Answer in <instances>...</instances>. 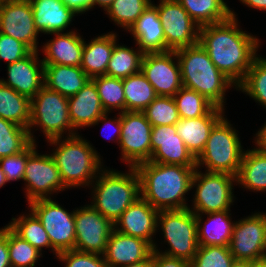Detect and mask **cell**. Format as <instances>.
<instances>
[{
    "label": "cell",
    "instance_id": "obj_1",
    "mask_svg": "<svg viewBox=\"0 0 266 267\" xmlns=\"http://www.w3.org/2000/svg\"><path fill=\"white\" fill-rule=\"evenodd\" d=\"M236 14L222 22L200 27L199 44L211 61L237 88L257 57L259 40L238 28Z\"/></svg>",
    "mask_w": 266,
    "mask_h": 267
},
{
    "label": "cell",
    "instance_id": "obj_2",
    "mask_svg": "<svg viewBox=\"0 0 266 267\" xmlns=\"http://www.w3.org/2000/svg\"><path fill=\"white\" fill-rule=\"evenodd\" d=\"M140 180V197L157 210L189 208L185 194L192 189L196 166L143 162L135 166Z\"/></svg>",
    "mask_w": 266,
    "mask_h": 267
},
{
    "label": "cell",
    "instance_id": "obj_3",
    "mask_svg": "<svg viewBox=\"0 0 266 267\" xmlns=\"http://www.w3.org/2000/svg\"><path fill=\"white\" fill-rule=\"evenodd\" d=\"M175 53L182 86L195 90L214 106L224 109L225 92L235 84L218 70L199 42L177 49Z\"/></svg>",
    "mask_w": 266,
    "mask_h": 267
},
{
    "label": "cell",
    "instance_id": "obj_4",
    "mask_svg": "<svg viewBox=\"0 0 266 267\" xmlns=\"http://www.w3.org/2000/svg\"><path fill=\"white\" fill-rule=\"evenodd\" d=\"M61 141L62 137L48 140L51 144L58 145L51 156L59 169L66 189L82 185L92 186L94 179L98 176L96 174L103 169L102 159L97 151L78 134L65 136V139Z\"/></svg>",
    "mask_w": 266,
    "mask_h": 267
},
{
    "label": "cell",
    "instance_id": "obj_5",
    "mask_svg": "<svg viewBox=\"0 0 266 267\" xmlns=\"http://www.w3.org/2000/svg\"><path fill=\"white\" fill-rule=\"evenodd\" d=\"M128 172L103 168L92 183L94 194L90 205L113 224L140 197V180L135 167H129Z\"/></svg>",
    "mask_w": 266,
    "mask_h": 267
},
{
    "label": "cell",
    "instance_id": "obj_6",
    "mask_svg": "<svg viewBox=\"0 0 266 267\" xmlns=\"http://www.w3.org/2000/svg\"><path fill=\"white\" fill-rule=\"evenodd\" d=\"M236 131L223 116L212 128L203 152L196 159V167L205 165L206 172L228 173L236 177L244 153Z\"/></svg>",
    "mask_w": 266,
    "mask_h": 267
},
{
    "label": "cell",
    "instance_id": "obj_7",
    "mask_svg": "<svg viewBox=\"0 0 266 267\" xmlns=\"http://www.w3.org/2000/svg\"><path fill=\"white\" fill-rule=\"evenodd\" d=\"M33 126L41 127L48 140L59 138L67 131L68 136L78 133L73 129L69 117L68 98L60 93L43 86L42 89L30 99V125L28 128L32 142H36L31 133ZM75 131V132H74Z\"/></svg>",
    "mask_w": 266,
    "mask_h": 267
},
{
    "label": "cell",
    "instance_id": "obj_8",
    "mask_svg": "<svg viewBox=\"0 0 266 267\" xmlns=\"http://www.w3.org/2000/svg\"><path fill=\"white\" fill-rule=\"evenodd\" d=\"M161 225V226H160ZM170 249L162 254L191 262L199 246L196 214L190 208L160 210L157 218Z\"/></svg>",
    "mask_w": 266,
    "mask_h": 267
},
{
    "label": "cell",
    "instance_id": "obj_9",
    "mask_svg": "<svg viewBox=\"0 0 266 267\" xmlns=\"http://www.w3.org/2000/svg\"><path fill=\"white\" fill-rule=\"evenodd\" d=\"M236 177L228 173L205 172L196 169L191 187H196L193 206L196 215L230 210L234 202L233 184Z\"/></svg>",
    "mask_w": 266,
    "mask_h": 267
},
{
    "label": "cell",
    "instance_id": "obj_10",
    "mask_svg": "<svg viewBox=\"0 0 266 267\" xmlns=\"http://www.w3.org/2000/svg\"><path fill=\"white\" fill-rule=\"evenodd\" d=\"M28 204L47 232L56 257L60 252L73 250L76 238L75 210L67 212L51 197L36 199Z\"/></svg>",
    "mask_w": 266,
    "mask_h": 267
},
{
    "label": "cell",
    "instance_id": "obj_11",
    "mask_svg": "<svg viewBox=\"0 0 266 267\" xmlns=\"http://www.w3.org/2000/svg\"><path fill=\"white\" fill-rule=\"evenodd\" d=\"M152 125L144 112L124 111L121 113V148L122 161L129 167L150 161Z\"/></svg>",
    "mask_w": 266,
    "mask_h": 267
},
{
    "label": "cell",
    "instance_id": "obj_12",
    "mask_svg": "<svg viewBox=\"0 0 266 267\" xmlns=\"http://www.w3.org/2000/svg\"><path fill=\"white\" fill-rule=\"evenodd\" d=\"M155 7L163 26L166 51H175L199 42L200 26L177 0H160Z\"/></svg>",
    "mask_w": 266,
    "mask_h": 267
},
{
    "label": "cell",
    "instance_id": "obj_13",
    "mask_svg": "<svg viewBox=\"0 0 266 267\" xmlns=\"http://www.w3.org/2000/svg\"><path fill=\"white\" fill-rule=\"evenodd\" d=\"M229 249L237 260L252 262L266 258V213H255L236 221Z\"/></svg>",
    "mask_w": 266,
    "mask_h": 267
},
{
    "label": "cell",
    "instance_id": "obj_14",
    "mask_svg": "<svg viewBox=\"0 0 266 267\" xmlns=\"http://www.w3.org/2000/svg\"><path fill=\"white\" fill-rule=\"evenodd\" d=\"M114 224L91 205L75 210V246L80 252L103 255Z\"/></svg>",
    "mask_w": 266,
    "mask_h": 267
},
{
    "label": "cell",
    "instance_id": "obj_15",
    "mask_svg": "<svg viewBox=\"0 0 266 267\" xmlns=\"http://www.w3.org/2000/svg\"><path fill=\"white\" fill-rule=\"evenodd\" d=\"M23 180L26 183L28 203L36 199L50 198L48 194L66 188L51 154L39 155L36 150L27 158Z\"/></svg>",
    "mask_w": 266,
    "mask_h": 267
},
{
    "label": "cell",
    "instance_id": "obj_16",
    "mask_svg": "<svg viewBox=\"0 0 266 267\" xmlns=\"http://www.w3.org/2000/svg\"><path fill=\"white\" fill-rule=\"evenodd\" d=\"M174 58V59H173ZM175 51L144 53L141 72L158 96L173 97L183 86Z\"/></svg>",
    "mask_w": 266,
    "mask_h": 267
},
{
    "label": "cell",
    "instance_id": "obj_17",
    "mask_svg": "<svg viewBox=\"0 0 266 267\" xmlns=\"http://www.w3.org/2000/svg\"><path fill=\"white\" fill-rule=\"evenodd\" d=\"M0 33L11 36L38 51L37 35L30 1L7 0L0 2Z\"/></svg>",
    "mask_w": 266,
    "mask_h": 267
},
{
    "label": "cell",
    "instance_id": "obj_18",
    "mask_svg": "<svg viewBox=\"0 0 266 267\" xmlns=\"http://www.w3.org/2000/svg\"><path fill=\"white\" fill-rule=\"evenodd\" d=\"M150 162L196 166V159L176 133V125L152 126Z\"/></svg>",
    "mask_w": 266,
    "mask_h": 267
},
{
    "label": "cell",
    "instance_id": "obj_19",
    "mask_svg": "<svg viewBox=\"0 0 266 267\" xmlns=\"http://www.w3.org/2000/svg\"><path fill=\"white\" fill-rule=\"evenodd\" d=\"M159 210L153 208L147 201L139 197L115 221L114 230L147 241L156 248L153 241L157 231V218ZM120 226V227H119Z\"/></svg>",
    "mask_w": 266,
    "mask_h": 267
},
{
    "label": "cell",
    "instance_id": "obj_20",
    "mask_svg": "<svg viewBox=\"0 0 266 267\" xmlns=\"http://www.w3.org/2000/svg\"><path fill=\"white\" fill-rule=\"evenodd\" d=\"M8 79H0L21 95L32 99L44 86V63L39 61L38 51L14 63L7 64Z\"/></svg>",
    "mask_w": 266,
    "mask_h": 267
},
{
    "label": "cell",
    "instance_id": "obj_21",
    "mask_svg": "<svg viewBox=\"0 0 266 267\" xmlns=\"http://www.w3.org/2000/svg\"><path fill=\"white\" fill-rule=\"evenodd\" d=\"M152 251L147 241L113 229L103 257L108 267H122L147 259Z\"/></svg>",
    "mask_w": 266,
    "mask_h": 267
},
{
    "label": "cell",
    "instance_id": "obj_22",
    "mask_svg": "<svg viewBox=\"0 0 266 267\" xmlns=\"http://www.w3.org/2000/svg\"><path fill=\"white\" fill-rule=\"evenodd\" d=\"M224 116V109L214 106L206 115L183 119L175 124L176 133L182 138L195 159L203 152L214 125Z\"/></svg>",
    "mask_w": 266,
    "mask_h": 267
},
{
    "label": "cell",
    "instance_id": "obj_23",
    "mask_svg": "<svg viewBox=\"0 0 266 267\" xmlns=\"http://www.w3.org/2000/svg\"><path fill=\"white\" fill-rule=\"evenodd\" d=\"M128 31L143 53L166 52L163 26L155 4L151 3Z\"/></svg>",
    "mask_w": 266,
    "mask_h": 267
},
{
    "label": "cell",
    "instance_id": "obj_24",
    "mask_svg": "<svg viewBox=\"0 0 266 267\" xmlns=\"http://www.w3.org/2000/svg\"><path fill=\"white\" fill-rule=\"evenodd\" d=\"M54 39L44 44V65L81 66L84 39L75 31L51 33Z\"/></svg>",
    "mask_w": 266,
    "mask_h": 267
},
{
    "label": "cell",
    "instance_id": "obj_25",
    "mask_svg": "<svg viewBox=\"0 0 266 267\" xmlns=\"http://www.w3.org/2000/svg\"><path fill=\"white\" fill-rule=\"evenodd\" d=\"M68 109L74 130L93 126L105 113L97 88L91 79L77 94L68 98Z\"/></svg>",
    "mask_w": 266,
    "mask_h": 267
},
{
    "label": "cell",
    "instance_id": "obj_26",
    "mask_svg": "<svg viewBox=\"0 0 266 267\" xmlns=\"http://www.w3.org/2000/svg\"><path fill=\"white\" fill-rule=\"evenodd\" d=\"M30 3L39 33L64 32L76 15L61 0H31Z\"/></svg>",
    "mask_w": 266,
    "mask_h": 267
},
{
    "label": "cell",
    "instance_id": "obj_27",
    "mask_svg": "<svg viewBox=\"0 0 266 267\" xmlns=\"http://www.w3.org/2000/svg\"><path fill=\"white\" fill-rule=\"evenodd\" d=\"M90 80L81 66L44 65V86L69 98Z\"/></svg>",
    "mask_w": 266,
    "mask_h": 267
},
{
    "label": "cell",
    "instance_id": "obj_28",
    "mask_svg": "<svg viewBox=\"0 0 266 267\" xmlns=\"http://www.w3.org/2000/svg\"><path fill=\"white\" fill-rule=\"evenodd\" d=\"M116 41L117 35L110 32L94 38L88 44L84 42L81 68L90 79L106 75Z\"/></svg>",
    "mask_w": 266,
    "mask_h": 267
},
{
    "label": "cell",
    "instance_id": "obj_29",
    "mask_svg": "<svg viewBox=\"0 0 266 267\" xmlns=\"http://www.w3.org/2000/svg\"><path fill=\"white\" fill-rule=\"evenodd\" d=\"M230 210L207 213L208 220L202 227V214L196 215L198 243L201 246H229L233 226ZM201 225V226H200Z\"/></svg>",
    "mask_w": 266,
    "mask_h": 267
},
{
    "label": "cell",
    "instance_id": "obj_30",
    "mask_svg": "<svg viewBox=\"0 0 266 267\" xmlns=\"http://www.w3.org/2000/svg\"><path fill=\"white\" fill-rule=\"evenodd\" d=\"M236 183L254 191H266V153L257 148L244 151Z\"/></svg>",
    "mask_w": 266,
    "mask_h": 267
},
{
    "label": "cell",
    "instance_id": "obj_31",
    "mask_svg": "<svg viewBox=\"0 0 266 267\" xmlns=\"http://www.w3.org/2000/svg\"><path fill=\"white\" fill-rule=\"evenodd\" d=\"M0 118L28 129L30 99L0 82Z\"/></svg>",
    "mask_w": 266,
    "mask_h": 267
},
{
    "label": "cell",
    "instance_id": "obj_32",
    "mask_svg": "<svg viewBox=\"0 0 266 267\" xmlns=\"http://www.w3.org/2000/svg\"><path fill=\"white\" fill-rule=\"evenodd\" d=\"M177 1L200 27L225 21L231 16V10L224 0Z\"/></svg>",
    "mask_w": 266,
    "mask_h": 267
},
{
    "label": "cell",
    "instance_id": "obj_33",
    "mask_svg": "<svg viewBox=\"0 0 266 267\" xmlns=\"http://www.w3.org/2000/svg\"><path fill=\"white\" fill-rule=\"evenodd\" d=\"M122 82L125 96V111L143 112L158 96L141 71L122 79Z\"/></svg>",
    "mask_w": 266,
    "mask_h": 267
},
{
    "label": "cell",
    "instance_id": "obj_34",
    "mask_svg": "<svg viewBox=\"0 0 266 267\" xmlns=\"http://www.w3.org/2000/svg\"><path fill=\"white\" fill-rule=\"evenodd\" d=\"M143 55L144 53L138 48L135 51L133 48L130 49L127 46L117 45L115 42L106 75L124 79L140 72Z\"/></svg>",
    "mask_w": 266,
    "mask_h": 267
},
{
    "label": "cell",
    "instance_id": "obj_35",
    "mask_svg": "<svg viewBox=\"0 0 266 267\" xmlns=\"http://www.w3.org/2000/svg\"><path fill=\"white\" fill-rule=\"evenodd\" d=\"M8 226L23 240L28 241L33 247L42 253V248H51V242L41 221L31 211L29 215H21L12 218Z\"/></svg>",
    "mask_w": 266,
    "mask_h": 267
},
{
    "label": "cell",
    "instance_id": "obj_36",
    "mask_svg": "<svg viewBox=\"0 0 266 267\" xmlns=\"http://www.w3.org/2000/svg\"><path fill=\"white\" fill-rule=\"evenodd\" d=\"M91 80L97 88L105 112L110 113L114 108L120 110V113L125 111V96L122 79L102 75L93 77Z\"/></svg>",
    "mask_w": 266,
    "mask_h": 267
},
{
    "label": "cell",
    "instance_id": "obj_37",
    "mask_svg": "<svg viewBox=\"0 0 266 267\" xmlns=\"http://www.w3.org/2000/svg\"><path fill=\"white\" fill-rule=\"evenodd\" d=\"M31 143L28 129L0 118V158L20 153Z\"/></svg>",
    "mask_w": 266,
    "mask_h": 267
},
{
    "label": "cell",
    "instance_id": "obj_38",
    "mask_svg": "<svg viewBox=\"0 0 266 267\" xmlns=\"http://www.w3.org/2000/svg\"><path fill=\"white\" fill-rule=\"evenodd\" d=\"M237 89L266 108V58L257 56L254 59L245 79Z\"/></svg>",
    "mask_w": 266,
    "mask_h": 267
},
{
    "label": "cell",
    "instance_id": "obj_39",
    "mask_svg": "<svg viewBox=\"0 0 266 267\" xmlns=\"http://www.w3.org/2000/svg\"><path fill=\"white\" fill-rule=\"evenodd\" d=\"M180 118L193 119L206 115L214 105L204 96L185 87H182L174 96Z\"/></svg>",
    "mask_w": 266,
    "mask_h": 267
},
{
    "label": "cell",
    "instance_id": "obj_40",
    "mask_svg": "<svg viewBox=\"0 0 266 267\" xmlns=\"http://www.w3.org/2000/svg\"><path fill=\"white\" fill-rule=\"evenodd\" d=\"M151 3V0H114L106 14L117 26L129 30Z\"/></svg>",
    "mask_w": 266,
    "mask_h": 267
},
{
    "label": "cell",
    "instance_id": "obj_41",
    "mask_svg": "<svg viewBox=\"0 0 266 267\" xmlns=\"http://www.w3.org/2000/svg\"><path fill=\"white\" fill-rule=\"evenodd\" d=\"M8 249L11 267H35L41 252L23 240L8 226Z\"/></svg>",
    "mask_w": 266,
    "mask_h": 267
},
{
    "label": "cell",
    "instance_id": "obj_42",
    "mask_svg": "<svg viewBox=\"0 0 266 267\" xmlns=\"http://www.w3.org/2000/svg\"><path fill=\"white\" fill-rule=\"evenodd\" d=\"M143 112L152 126L175 125L180 120L171 96H157Z\"/></svg>",
    "mask_w": 266,
    "mask_h": 267
},
{
    "label": "cell",
    "instance_id": "obj_43",
    "mask_svg": "<svg viewBox=\"0 0 266 267\" xmlns=\"http://www.w3.org/2000/svg\"><path fill=\"white\" fill-rule=\"evenodd\" d=\"M234 260L229 246H198L190 267H230Z\"/></svg>",
    "mask_w": 266,
    "mask_h": 267
},
{
    "label": "cell",
    "instance_id": "obj_44",
    "mask_svg": "<svg viewBox=\"0 0 266 267\" xmlns=\"http://www.w3.org/2000/svg\"><path fill=\"white\" fill-rule=\"evenodd\" d=\"M37 144L32 142L24 151L0 158V167L5 174L7 183L24 178L27 158L36 150Z\"/></svg>",
    "mask_w": 266,
    "mask_h": 267
},
{
    "label": "cell",
    "instance_id": "obj_45",
    "mask_svg": "<svg viewBox=\"0 0 266 267\" xmlns=\"http://www.w3.org/2000/svg\"><path fill=\"white\" fill-rule=\"evenodd\" d=\"M57 258L65 267H108L103 255L69 250L58 253Z\"/></svg>",
    "mask_w": 266,
    "mask_h": 267
},
{
    "label": "cell",
    "instance_id": "obj_46",
    "mask_svg": "<svg viewBox=\"0 0 266 267\" xmlns=\"http://www.w3.org/2000/svg\"><path fill=\"white\" fill-rule=\"evenodd\" d=\"M31 52L32 50L21 41L0 33V60H6L7 64L14 63Z\"/></svg>",
    "mask_w": 266,
    "mask_h": 267
},
{
    "label": "cell",
    "instance_id": "obj_47",
    "mask_svg": "<svg viewBox=\"0 0 266 267\" xmlns=\"http://www.w3.org/2000/svg\"><path fill=\"white\" fill-rule=\"evenodd\" d=\"M152 267H190V263L183 259L164 255L156 247L152 251Z\"/></svg>",
    "mask_w": 266,
    "mask_h": 267
},
{
    "label": "cell",
    "instance_id": "obj_48",
    "mask_svg": "<svg viewBox=\"0 0 266 267\" xmlns=\"http://www.w3.org/2000/svg\"><path fill=\"white\" fill-rule=\"evenodd\" d=\"M0 267H11L8 249V225L0 229Z\"/></svg>",
    "mask_w": 266,
    "mask_h": 267
},
{
    "label": "cell",
    "instance_id": "obj_49",
    "mask_svg": "<svg viewBox=\"0 0 266 267\" xmlns=\"http://www.w3.org/2000/svg\"><path fill=\"white\" fill-rule=\"evenodd\" d=\"M69 9L76 14L85 13L93 8V0H61Z\"/></svg>",
    "mask_w": 266,
    "mask_h": 267
},
{
    "label": "cell",
    "instance_id": "obj_50",
    "mask_svg": "<svg viewBox=\"0 0 266 267\" xmlns=\"http://www.w3.org/2000/svg\"><path fill=\"white\" fill-rule=\"evenodd\" d=\"M119 116L116 118V119H109L108 118V114H107V112H105L94 124H93V126L94 125H96V124H99V122H104L105 121V123H103L105 126V128H107V126H113L114 127V130H115V133L117 134L116 135V141L118 142V144H119V142H120V137H121V113L119 112V114H118ZM108 118V119H107ZM112 137V136H111ZM111 137H110V139L109 140H111Z\"/></svg>",
    "mask_w": 266,
    "mask_h": 267
},
{
    "label": "cell",
    "instance_id": "obj_51",
    "mask_svg": "<svg viewBox=\"0 0 266 267\" xmlns=\"http://www.w3.org/2000/svg\"><path fill=\"white\" fill-rule=\"evenodd\" d=\"M255 144L257 149L266 153V122L264 126L256 133Z\"/></svg>",
    "mask_w": 266,
    "mask_h": 267
},
{
    "label": "cell",
    "instance_id": "obj_52",
    "mask_svg": "<svg viewBox=\"0 0 266 267\" xmlns=\"http://www.w3.org/2000/svg\"><path fill=\"white\" fill-rule=\"evenodd\" d=\"M240 1L250 8L266 11V0H240Z\"/></svg>",
    "mask_w": 266,
    "mask_h": 267
},
{
    "label": "cell",
    "instance_id": "obj_53",
    "mask_svg": "<svg viewBox=\"0 0 266 267\" xmlns=\"http://www.w3.org/2000/svg\"><path fill=\"white\" fill-rule=\"evenodd\" d=\"M122 267H152V254L145 260Z\"/></svg>",
    "mask_w": 266,
    "mask_h": 267
},
{
    "label": "cell",
    "instance_id": "obj_54",
    "mask_svg": "<svg viewBox=\"0 0 266 267\" xmlns=\"http://www.w3.org/2000/svg\"><path fill=\"white\" fill-rule=\"evenodd\" d=\"M113 1L114 0H93V7L98 5L99 7H102L104 11H106Z\"/></svg>",
    "mask_w": 266,
    "mask_h": 267
},
{
    "label": "cell",
    "instance_id": "obj_55",
    "mask_svg": "<svg viewBox=\"0 0 266 267\" xmlns=\"http://www.w3.org/2000/svg\"><path fill=\"white\" fill-rule=\"evenodd\" d=\"M230 267H251V261L234 259Z\"/></svg>",
    "mask_w": 266,
    "mask_h": 267
},
{
    "label": "cell",
    "instance_id": "obj_56",
    "mask_svg": "<svg viewBox=\"0 0 266 267\" xmlns=\"http://www.w3.org/2000/svg\"><path fill=\"white\" fill-rule=\"evenodd\" d=\"M251 267H266V258L252 261Z\"/></svg>",
    "mask_w": 266,
    "mask_h": 267
},
{
    "label": "cell",
    "instance_id": "obj_57",
    "mask_svg": "<svg viewBox=\"0 0 266 267\" xmlns=\"http://www.w3.org/2000/svg\"><path fill=\"white\" fill-rule=\"evenodd\" d=\"M5 183H7L6 178H5V174L3 173V171H2V169L0 167V188L2 186H4Z\"/></svg>",
    "mask_w": 266,
    "mask_h": 267
}]
</instances>
